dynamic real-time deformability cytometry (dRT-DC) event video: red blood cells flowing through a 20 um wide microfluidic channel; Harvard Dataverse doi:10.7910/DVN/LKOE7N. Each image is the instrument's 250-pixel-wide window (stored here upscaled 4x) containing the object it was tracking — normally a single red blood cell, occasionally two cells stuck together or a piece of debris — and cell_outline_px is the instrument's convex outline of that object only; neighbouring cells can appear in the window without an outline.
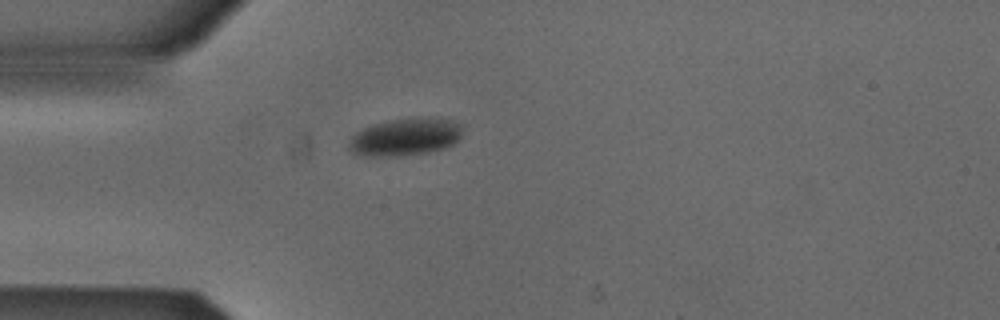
{"species": "Egyptian fruit bat (a non-hibernating species)", "species_latin": "Rousettus aegyptiacus", "temperature_condition": "cold", "stored_images_in_passage": 1, "camera_frame_rate_fps": 3000, "um_per_image_px": 0.085, "animal": {"sex": "male"}, "frame": {"image": 1, "passage_image": 1, "time_ms": 0.0, "image_size_px": [1000, 320], "cell_outline_px": [[464, 128], [460, 136], [452, 144], [444, 148], [428, 152], [396, 156], [364, 156], [352, 152], [348, 148], [348, 144], [352, 136], [356, 132], [372, 124], [388, 120], [428, 116], [436, 116], [452, 120], [464, 124]], "centroid_in_image_um": [34.48, 11.61], "position_along_channel_um": 50.5, "area_um2": 25.2}}